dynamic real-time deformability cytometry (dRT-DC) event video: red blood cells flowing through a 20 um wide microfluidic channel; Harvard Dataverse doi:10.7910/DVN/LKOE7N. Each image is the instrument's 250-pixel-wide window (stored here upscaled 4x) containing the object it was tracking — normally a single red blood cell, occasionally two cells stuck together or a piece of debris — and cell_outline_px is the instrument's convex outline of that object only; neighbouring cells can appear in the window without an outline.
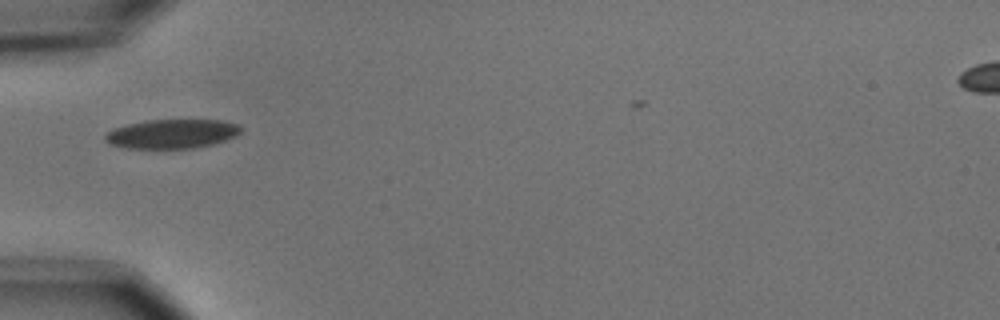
{"species": "common noctule bat (a hibernating species)", "species_latin": "Nyctalus noctula", "temperature_condition": "cold", "stored_images_in_passage": 2, "camera_frame_rate_fps": 3000, "um_per_image_px": 0.085, "animal": {"sex": "male", "body_mass_g": 15.6}, "frame": {"image": 1, "passage_image": 1, "time_ms": 0.0, "image_size_px": [1000, 320], "cell_outline_px": [[240, 132], [224, 140], [212, 144], [196, 148], [124, 148], [108, 144], [104, 140], [104, 136], [112, 128], [128, 124], [148, 120], [224, 120], [240, 124]], "centroid_in_image_um": [14.57, 11.37], "position_along_channel_um": 70.4, "area_um2": 23.06}}